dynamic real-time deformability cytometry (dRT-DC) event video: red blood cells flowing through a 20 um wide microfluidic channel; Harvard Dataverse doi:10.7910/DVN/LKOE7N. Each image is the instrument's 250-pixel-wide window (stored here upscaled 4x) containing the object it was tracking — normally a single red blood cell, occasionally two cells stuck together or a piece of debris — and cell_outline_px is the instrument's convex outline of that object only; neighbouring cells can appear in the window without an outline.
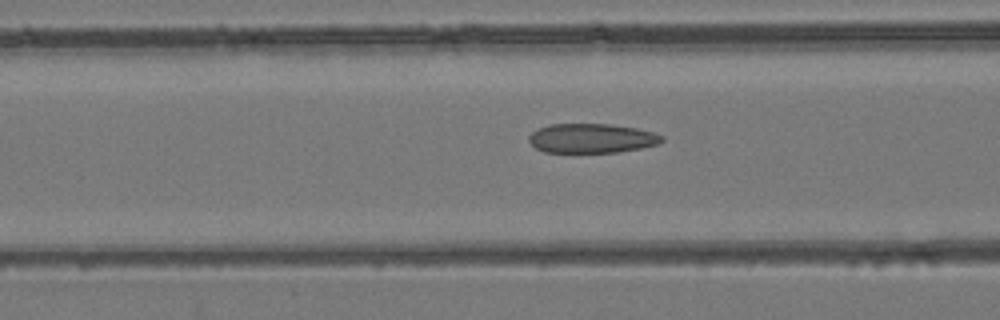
{"species": "common noctule bat (a hibernating species)", "species_latin": "Nyctalus noctula", "temperature_condition": "room temperature", "stored_images_in_passage": 41, "camera_frame_rate_fps": 3000, "um_per_image_px": 0.085, "animal": {"sex": "female", "body_mass_g": 24.6, "forearm_length_mm": 56.2}, "frame": {"image": 1, "passage_image": 11, "time_ms": 3.333, "image_size_px": [1000, 320], "cell_outline_px": [[664, 140], [660, 144], [620, 152], [544, 152], [536, 148], [528, 140], [528, 136], [532, 132], [548, 124], [608, 124], [636, 128], [652, 132], [664, 136]], "centroid_in_image_um": [50.3, 11.75], "position_along_channel_um": 116.3, "area_um2": 22.77}}
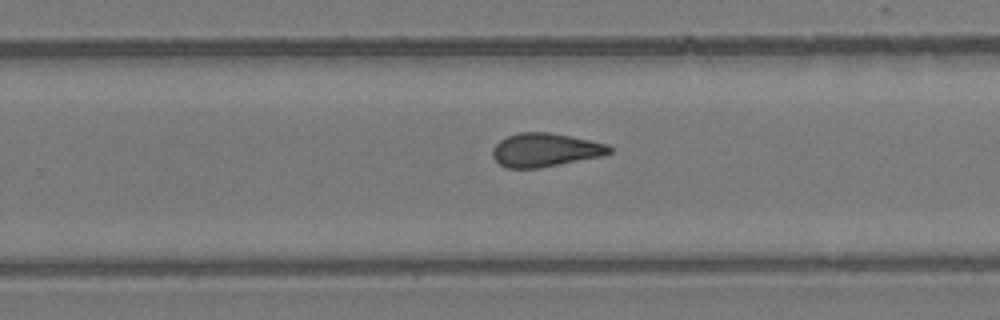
{"frame": {"image": 2, "passage_image": 23, "time_ms": 7.333, "image_size_px": [1000, 320], "cell_outline_px": [[612, 152], [604, 156], [540, 168], [508, 168], [500, 164], [492, 156], [492, 148], [500, 140], [508, 136], [520, 132], [548, 132], [608, 144], [612, 148]], "centroid_in_image_um": [46.35, 12.75], "position_along_channel_um": 283.4, "area_um2": 22.83}}
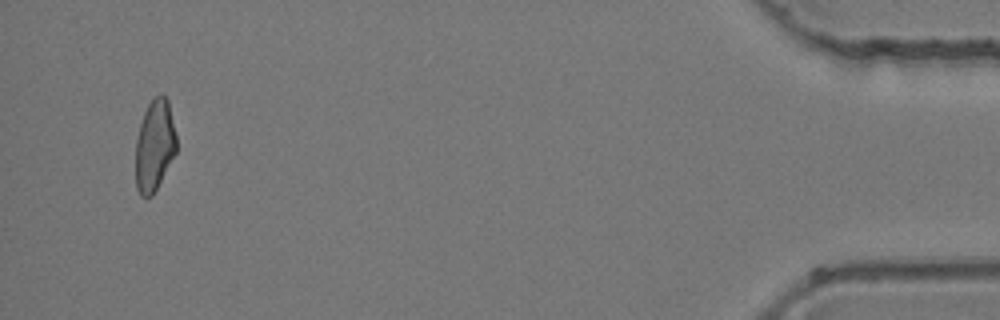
{"frame": {"image": 3, "passage_image": 39, "time_ms": 12.667, "image_size_px": [1000, 320], "cell_outline_px": [[176, 152], [152, 196], [140, 196], [136, 188], [136, 140], [140, 124], [144, 112], [152, 96], [160, 92], [168, 100], [176, 136]], "centroid_in_image_um": [13.13, 12.33], "position_along_channel_um": 422.1, "area_um2": 21.68}}